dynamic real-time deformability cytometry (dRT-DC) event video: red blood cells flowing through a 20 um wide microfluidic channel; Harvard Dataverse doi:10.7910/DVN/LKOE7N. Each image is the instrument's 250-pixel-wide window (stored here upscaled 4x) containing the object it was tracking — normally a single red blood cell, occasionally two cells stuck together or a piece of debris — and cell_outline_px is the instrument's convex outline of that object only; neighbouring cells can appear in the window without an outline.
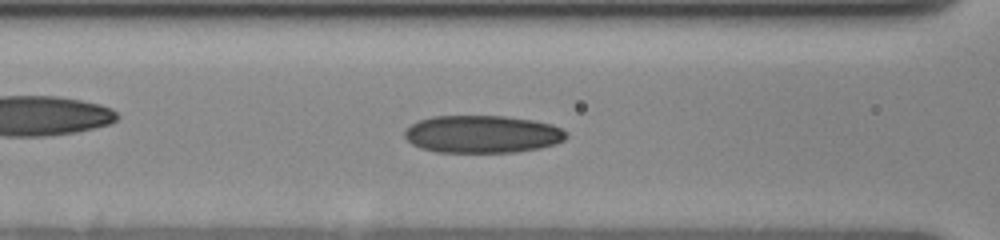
{"species": "human", "species_latin": "Homo sapiens", "temperature_condition": "cold", "stored_images_in_passage": 50, "camera_frame_rate_fps": 3000, "um_per_image_px": 0.085, "donor": {"sex": "female"}, "frame": {"image": 1, "passage_image": 14, "time_ms": 3.333, "image_size_px": [1000, 240], "cell_outline_px": [[568, 136], [564, 140], [556, 144], [540, 148], [512, 152], [436, 152], [420, 148], [412, 144], [404, 136], [404, 132], [412, 124], [420, 120], [432, 116], [504, 116], [532, 120], [552, 124], [568, 132]], "centroid_in_image_um": [41.02, 11.4], "position_along_channel_um": 125.6, "area_um2": 35.43}}
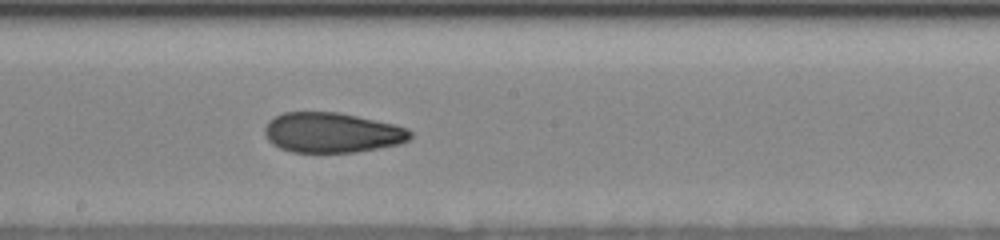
{"frame": {"image": 2, "passage_image": 25, "time_ms": 6.0, "image_size_px": [1000, 240], "cell_outline_px": [[412, 136], [408, 140], [400, 144], [352, 152], [292, 152], [280, 148], [272, 144], [268, 140], [264, 132], [264, 128], [268, 120], [284, 112], [340, 112], [396, 124], [408, 128], [412, 132]], "centroid_in_image_um": [28.22, 11.26], "position_along_channel_um": 220.0, "area_um2": 34.16}}
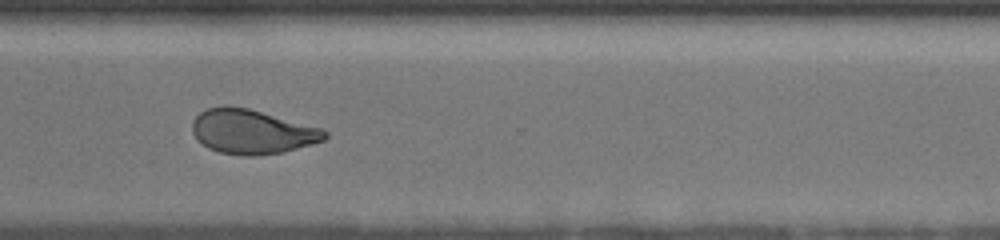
{"frame": {"image": 3, "passage_image": 39, "time_ms": 9.667, "image_size_px": [1000, 240], "cell_outline_px": [[328, 136], [324, 140], [312, 144], [280, 152], [252, 156], [244, 156], [220, 152], [208, 148], [192, 132], [192, 120], [200, 112], [208, 108], [224, 104], [228, 104], [248, 108], [320, 128], [328, 132]], "centroid_in_image_um": [21.39, 11.17], "position_along_channel_um": 349.2, "area_um2": 34.04}}